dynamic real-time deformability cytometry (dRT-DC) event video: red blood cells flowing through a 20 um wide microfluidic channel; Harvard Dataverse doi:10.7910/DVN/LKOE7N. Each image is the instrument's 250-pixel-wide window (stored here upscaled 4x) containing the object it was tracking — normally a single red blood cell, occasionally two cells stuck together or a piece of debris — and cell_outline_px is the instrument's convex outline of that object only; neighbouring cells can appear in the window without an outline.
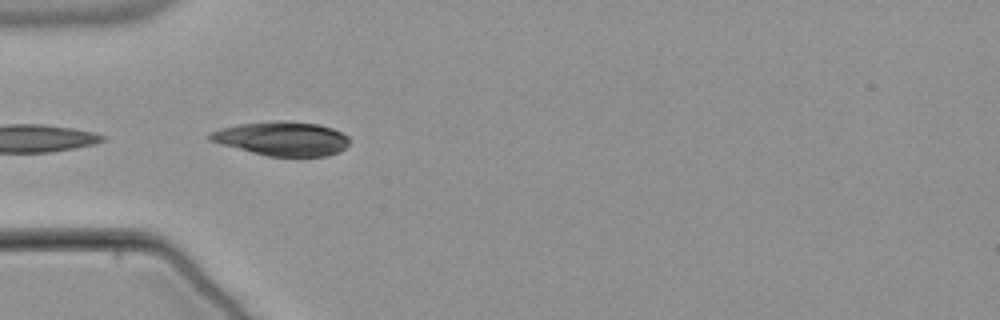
{"species": "common noctule bat (a hibernating species)", "species_latin": "Nyctalus noctula", "temperature_condition": "warm", "stored_images_in_passage": 13, "camera_frame_rate_fps": 3000, "um_per_image_px": 0.085, "animal": {"sex": "male", "body_mass_g": 21.5, "forearm_length_mm": 52.0}, "frame": {"image": 1, "passage_image": 1, "time_ms": 0.0, "image_size_px": [1000, 320], "cell_outline_px": [[348, 144], [340, 152], [328, 156], [268, 156], [220, 144], [208, 140], [208, 136], [212, 132], [220, 128], [240, 124], [320, 124], [332, 128], [348, 136]], "centroid_in_image_um": [24.0, 11.84], "position_along_channel_um": 61.0, "area_um2": 26.41}}